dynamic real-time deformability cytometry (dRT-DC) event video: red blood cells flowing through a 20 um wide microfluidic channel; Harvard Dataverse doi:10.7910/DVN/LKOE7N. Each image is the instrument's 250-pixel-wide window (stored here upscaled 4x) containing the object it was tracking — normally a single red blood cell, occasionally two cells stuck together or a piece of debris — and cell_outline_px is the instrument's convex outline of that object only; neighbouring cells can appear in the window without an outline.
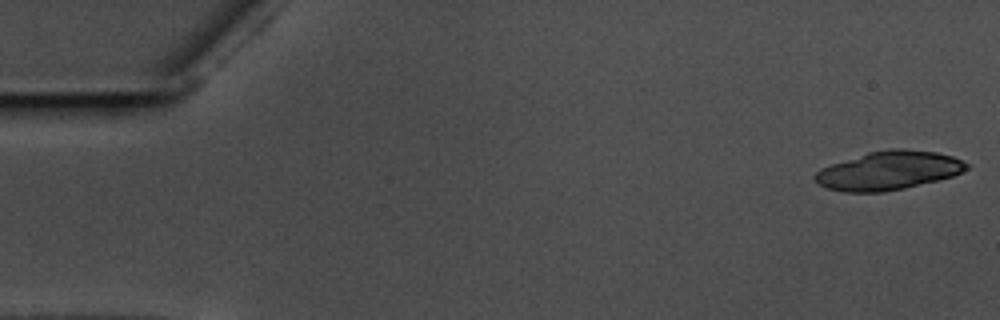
{"species": "common noctule bat (a hibernating species)", "species_latin": "Nyctalus noctula", "temperature_condition": "warm", "stored_images_in_passage": 19, "camera_frame_rate_fps": 3000, "um_per_image_px": 0.085, "animal": {"sex": "male", "body_mass_g": 17.5, "forearm_length_mm": 52.3}, "frame": {"image": 1, "passage_image": 1, "time_ms": 0.0, "image_size_px": [1000, 320], "cell_outline_px": [[968, 168], [952, 176], [904, 188], [880, 192], [844, 192], [828, 188], [820, 184], [812, 176], [820, 168], [868, 152], [892, 148], [904, 148], [936, 152], [952, 156], [968, 164]], "centroid_in_image_um": [75.51, 14.49], "position_along_channel_um": 9.5, "area_um2": 33.76}}